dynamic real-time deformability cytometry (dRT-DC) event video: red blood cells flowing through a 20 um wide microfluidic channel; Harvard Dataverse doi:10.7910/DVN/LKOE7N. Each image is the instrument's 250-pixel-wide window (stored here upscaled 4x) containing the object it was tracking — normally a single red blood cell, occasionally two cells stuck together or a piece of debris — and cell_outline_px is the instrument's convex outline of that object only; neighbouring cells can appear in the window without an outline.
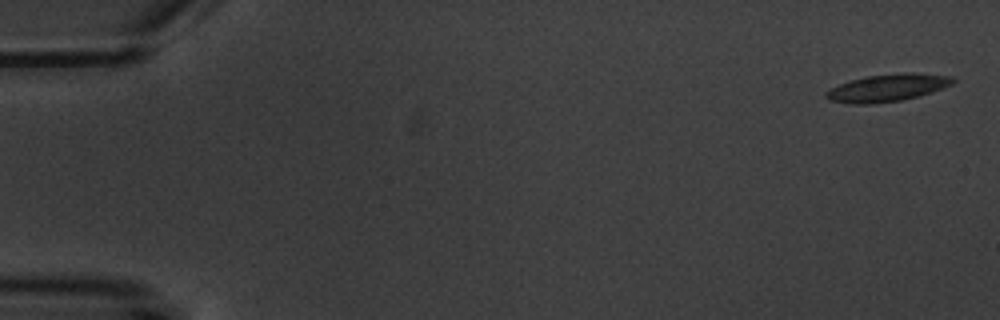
{"species": "common noctule bat (a hibernating species)", "species_latin": "Nyctalus noctula", "temperature_condition": "warm", "stored_images_in_passage": 6, "camera_frame_rate_fps": 3000, "um_per_image_px": 0.085, "animal": {"sex": "male", "body_mass_g": 20.1, "forearm_length_mm": 53.5}, "frame": {"image": 1, "passage_image": 1, "time_ms": 0.0, "image_size_px": [1000, 320], "cell_outline_px": [[956, 80], [952, 84], [932, 92], [900, 100], [872, 104], [852, 104], [828, 100], [824, 96], [824, 92], [840, 84], [852, 80], [868, 76], [904, 72], [916, 72], [952, 76]], "centroid_in_image_um": [75.44, 7.46], "position_along_channel_um": 9.6, "area_um2": 20.17}}